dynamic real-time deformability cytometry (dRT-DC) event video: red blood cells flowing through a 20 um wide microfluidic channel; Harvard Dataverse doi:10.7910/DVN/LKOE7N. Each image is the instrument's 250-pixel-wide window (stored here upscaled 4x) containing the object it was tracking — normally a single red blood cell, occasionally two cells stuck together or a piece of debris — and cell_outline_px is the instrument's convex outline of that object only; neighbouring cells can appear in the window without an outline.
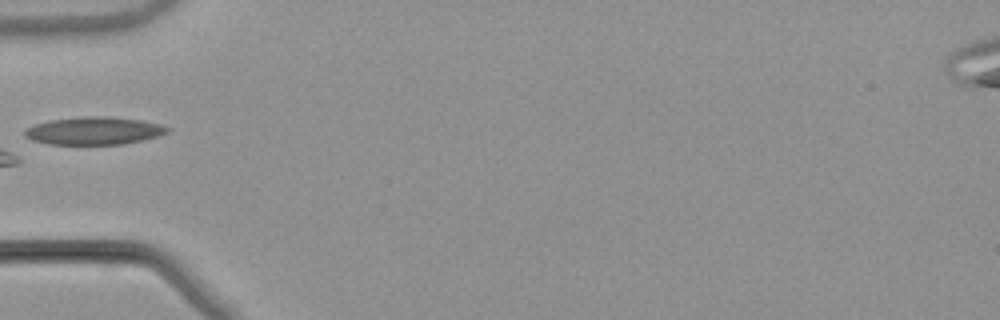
{"species": "common noctule bat (a hibernating species)", "species_latin": "Nyctalus noctula", "temperature_condition": "warm", "stored_images_in_passage": 24, "camera_frame_rate_fps": 3000, "um_per_image_px": 0.085, "animal": {"sex": "male", "body_mass_g": 21.5, "forearm_length_mm": 52.0}, "frame": {"image": 1, "passage_image": 1, "time_ms": 0.0, "image_size_px": [1000, 320], "cell_outline_px": [[172, 128], [168, 132], [156, 136], [140, 140], [120, 144], [52, 144], [32, 140], [24, 136], [24, 128], [48, 120], [80, 116], [108, 116], [140, 120], [160, 124]], "centroid_in_image_um": [7.95, 11.1], "position_along_channel_um": 77.0, "area_um2": 23.0}}